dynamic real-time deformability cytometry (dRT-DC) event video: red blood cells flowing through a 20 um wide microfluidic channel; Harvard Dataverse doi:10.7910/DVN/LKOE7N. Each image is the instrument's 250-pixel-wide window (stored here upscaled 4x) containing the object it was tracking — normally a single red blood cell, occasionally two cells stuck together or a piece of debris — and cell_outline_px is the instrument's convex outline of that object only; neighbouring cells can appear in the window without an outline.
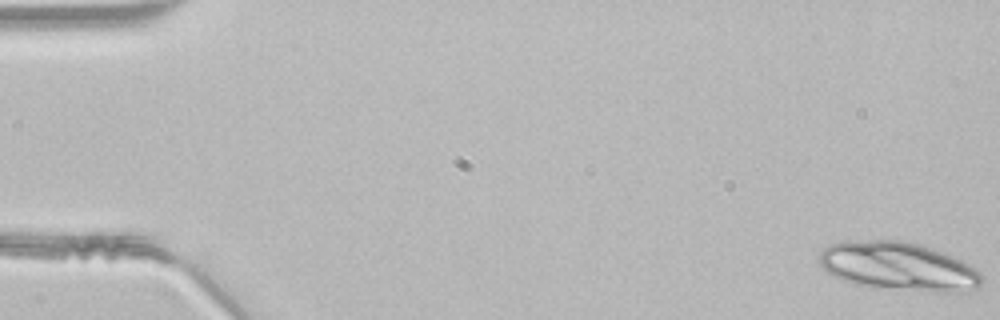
{"species": "common noctule bat (a hibernating species)", "species_latin": "Nyctalus noctula", "temperature_condition": "room temperature", "stored_images_in_passage": 19, "camera_frame_rate_fps": 3000, "um_per_image_px": 0.085, "animal": {"sex": "male", "body_mass_g": 21.5, "forearm_length_mm": 52.0}, "frame": {"image": 1, "passage_image": 1, "time_ms": 0.0, "image_size_px": [1000, 320], "cell_outline_px": [[984, 280], [980, 288], [964, 292], [932, 292], [856, 284], [844, 280], [820, 268], [816, 260], [820, 252], [828, 244], [848, 240], [904, 240], [920, 244], [944, 252], [964, 260], [976, 268], [980, 272]], "centroid_in_image_um": [76.4, 22.62], "position_along_channel_um": 8.6, "area_um2": 46.53}}